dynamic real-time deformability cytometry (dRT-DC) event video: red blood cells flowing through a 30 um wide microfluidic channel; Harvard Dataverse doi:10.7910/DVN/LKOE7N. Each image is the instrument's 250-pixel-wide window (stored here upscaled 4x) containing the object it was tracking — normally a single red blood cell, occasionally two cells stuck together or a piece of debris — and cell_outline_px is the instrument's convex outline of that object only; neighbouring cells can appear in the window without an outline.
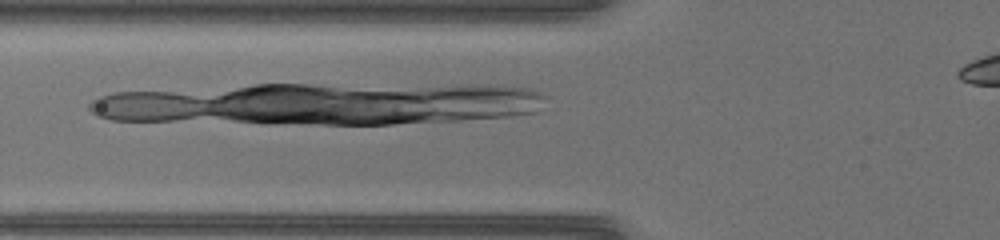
{"species": "common noctule bat (a hibernating species)", "species_latin": "Nyctalus noctula", "temperature_condition": "warm", "stored_images_in_passage": 17, "camera_frame_rate_fps": 3000, "um_per_image_px": 0.085, "animal": {"sex": "female", "body_mass_g": 17.0, "forearm_length_mm": 48.0}, "frame": {"image": 1, "passage_image": 3, "time_ms": 0.667, "image_size_px": [1000, 240], "cell_outline_px": [[416, 116], [404, 120], [372, 124], [352, 124], [256, 120], [240, 116], [388, 96], [408, 96]], "centroid_in_image_um": [29.49, 9.53], "position_along_channel_um": 96.3, "area_um2": 21.27}}
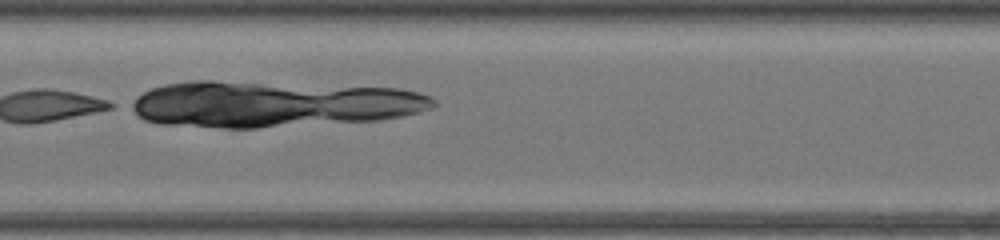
{"frame": {"image": 2, "passage_image": 9, "time_ms": 2.667, "image_size_px": [1000, 240], "cell_outline_px": [[308, 112], [264, 124], [208, 124], [156, 120], [140, 112], [136, 104], [144, 96], [152, 92], [284, 92], [304, 96]], "centroid_in_image_um": [18.88, 9.1], "position_along_channel_um": 188.5, "area_um2": 34.51}}
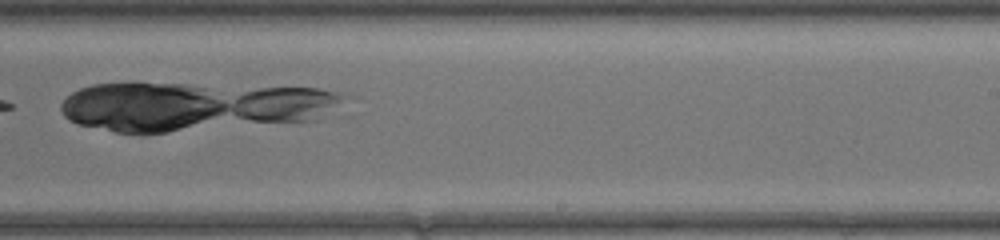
{"frame": {"image": 3, "passage_image": 15, "time_ms": 4.667, "image_size_px": [1000, 240], "cell_outline_px": [[208, 112], [192, 120], [168, 128], [140, 128], [132, 124], [128, 120], [116, 88], [128, 84], [144, 84], [168, 88], [184, 92], [192, 96]], "centroid_in_image_um": [13.43, 9.02], "position_along_channel_um": 275.6, "area_um2": 20.69}}